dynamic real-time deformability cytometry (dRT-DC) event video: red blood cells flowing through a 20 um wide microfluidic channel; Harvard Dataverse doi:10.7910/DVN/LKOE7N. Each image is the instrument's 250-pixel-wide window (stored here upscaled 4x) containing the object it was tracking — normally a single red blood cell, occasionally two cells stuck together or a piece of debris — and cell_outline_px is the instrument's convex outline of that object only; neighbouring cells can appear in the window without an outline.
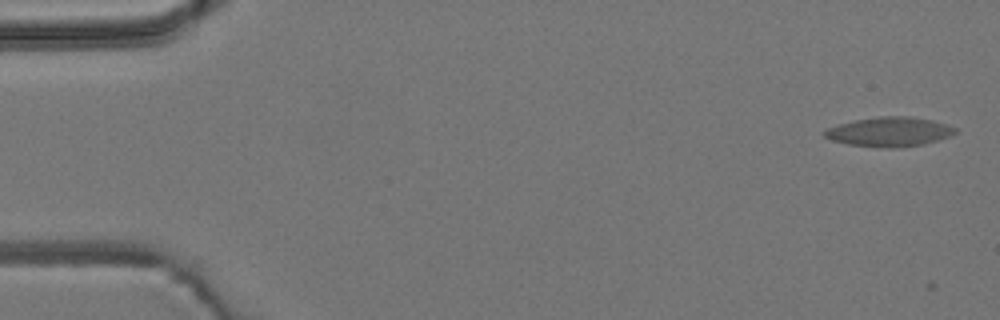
{"species": "common noctule bat (a hibernating species)", "species_latin": "Nyctalus noctula", "temperature_condition": "room temperature", "stored_images_in_passage": 5, "camera_frame_rate_fps": 3000, "um_per_image_px": 0.085, "animal": {"sex": "male", "body_mass_g": 19.2, "forearm_length_mm": 51.8}, "frame": {"image": 1, "passage_image": 2, "time_ms": 0.333, "image_size_px": [1000, 320], "cell_outline_px": [[956, 132], [948, 136], [924, 144], [892, 148], [888, 148], [848, 144], [832, 140], [824, 136], [824, 132], [828, 128], [840, 124], [856, 120], [880, 116], [908, 116], [932, 120], [948, 124], [956, 128]], "centroid_in_image_um": [75.61, 11.2], "position_along_channel_um": 9.4, "area_um2": 22.08}}